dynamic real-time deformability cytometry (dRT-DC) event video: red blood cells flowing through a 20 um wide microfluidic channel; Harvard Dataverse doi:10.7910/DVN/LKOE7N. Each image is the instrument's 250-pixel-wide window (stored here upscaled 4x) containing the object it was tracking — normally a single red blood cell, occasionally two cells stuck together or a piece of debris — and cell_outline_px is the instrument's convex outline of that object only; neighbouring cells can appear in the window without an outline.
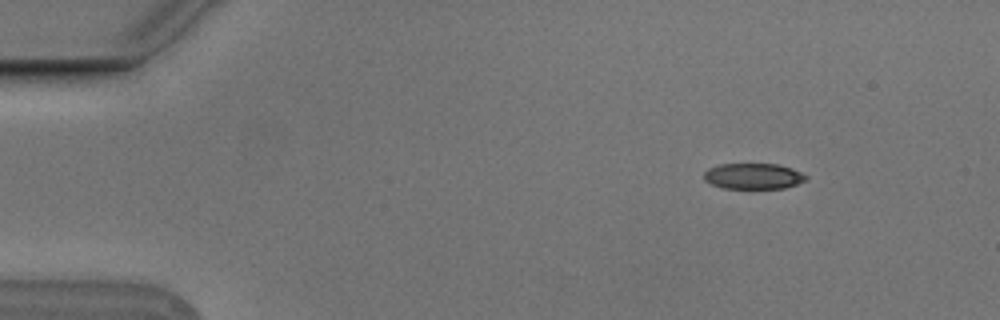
{"species": "Egyptian fruit bat (a non-hibernating species)", "species_latin": "Rousettus aegyptiacus", "temperature_condition": "cold", "stored_images_in_passage": 4, "camera_frame_rate_fps": 3000, "um_per_image_px": 0.085, "animal": {"sex": "male"}, "frame": {"image": 1, "passage_image": 2, "time_ms": 0.333, "image_size_px": [1000, 320], "cell_outline_px": [[808, 176], [804, 180], [796, 184], [784, 188], [720, 188], [704, 180], [704, 172], [708, 168], [720, 164], [776, 164], [792, 168]], "centroid_in_image_um": [64.0, 14.97], "position_along_channel_um": 21.0, "area_um2": 15.26}}